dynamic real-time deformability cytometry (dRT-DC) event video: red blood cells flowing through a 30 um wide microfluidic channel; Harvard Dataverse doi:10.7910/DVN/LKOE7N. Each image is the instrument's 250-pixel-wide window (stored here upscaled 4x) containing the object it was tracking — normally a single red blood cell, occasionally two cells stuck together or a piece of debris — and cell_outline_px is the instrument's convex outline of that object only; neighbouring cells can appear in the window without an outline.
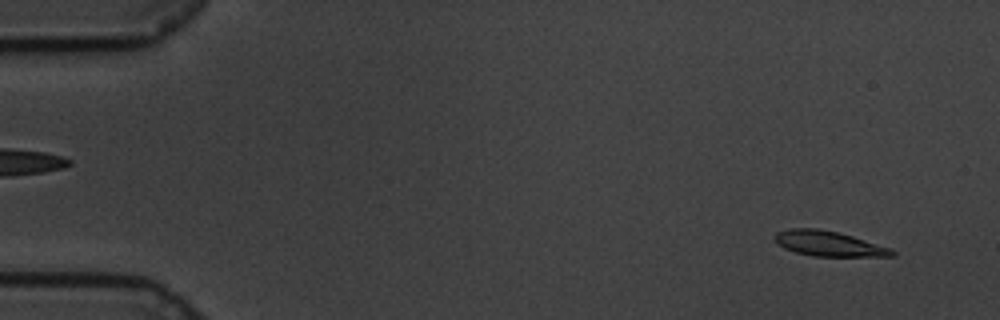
{"species": "common noctule bat (a hibernating species)", "species_latin": "Nyctalus noctula", "temperature_condition": "cold", "stored_images_in_passage": 59, "camera_frame_rate_fps": 3000, "um_per_image_px": 0.085, "animal": {"sex": "male", "body_mass_g": 19.5, "forearm_length_mm": 54.6}, "frame": {"image": 1, "passage_image": 4, "time_ms": 1.0, "image_size_px": [1000, 320], "cell_outline_px": [[896, 256], [812, 256], [796, 252], [784, 248], [776, 244], [772, 236], [776, 232], [792, 228], [816, 228], [836, 232], [852, 236], [892, 248], [896, 252]], "centroid_in_image_um": [70.41, 20.71], "position_along_channel_um": 14.6, "area_um2": 17.22}}
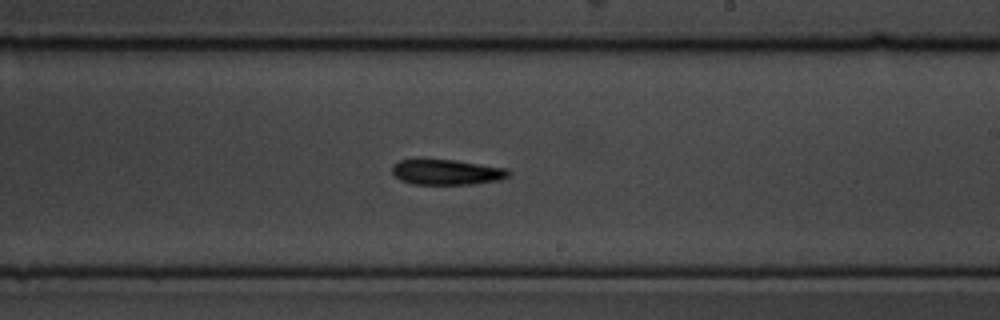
{"frame": {"image": 2, "passage_image": 35, "time_ms": 11.333, "image_size_px": [1000, 320], "cell_outline_px": [[512, 172], [508, 176], [500, 180], [472, 184], [412, 184], [400, 180], [392, 172], [392, 164], [400, 160], [416, 156], [420, 156], [456, 160], [508, 168]], "centroid_in_image_um": [37.91, 14.58], "position_along_channel_um": 251.1, "area_um2": 18.09}}
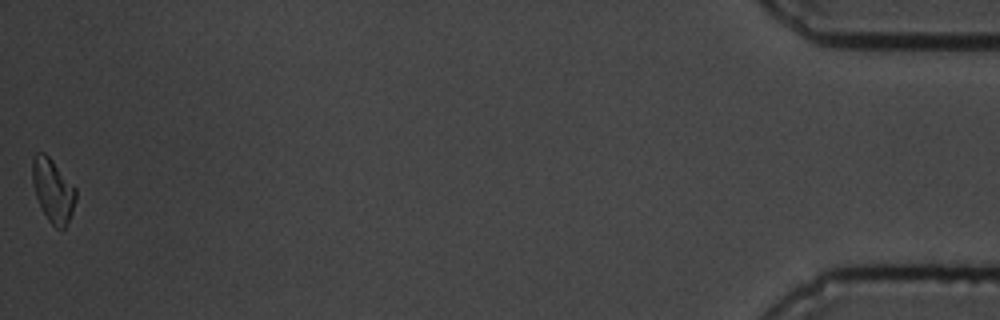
{"frame": {"image": 3, "passage_image": 59, "time_ms": 19.333, "image_size_px": [1000, 320], "cell_outline_px": [[76, 200], [72, 212], [64, 228], [56, 228], [48, 220], [36, 196], [32, 184], [32, 160], [36, 152], [44, 152], [52, 160], [76, 188]], "centroid_in_image_um": [4.49, 16.16], "position_along_channel_um": 430.7, "area_um2": 15.84}, "authors_computed_cell_mechanics": {"area_um2": 17.5134, "velocity_mm_per_s": 3.3927, "shape_relaxation_time_tau1_ms": 11.0495, "shape_relaxation_time_tau2_ms": null, "deformation_change_tau1": 0.1905, "deformation_change_tau2": null}}